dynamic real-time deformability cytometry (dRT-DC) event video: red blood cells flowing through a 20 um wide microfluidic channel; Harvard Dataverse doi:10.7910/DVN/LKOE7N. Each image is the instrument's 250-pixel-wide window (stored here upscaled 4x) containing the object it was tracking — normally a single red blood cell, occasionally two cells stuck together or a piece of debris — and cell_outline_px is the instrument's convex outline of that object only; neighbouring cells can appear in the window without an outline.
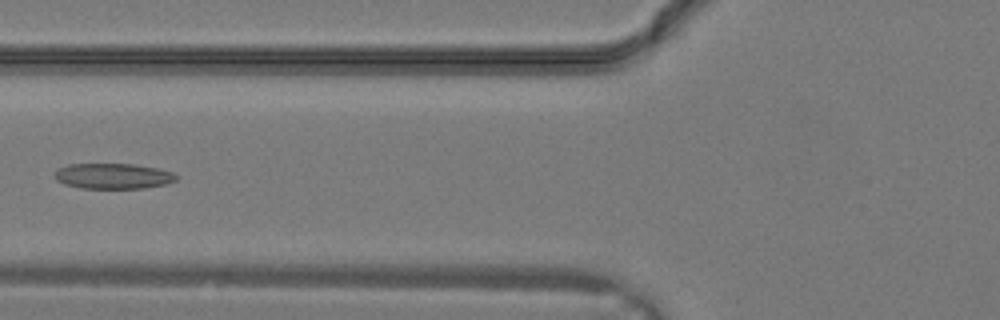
{"species": "common noctule bat (a hibernating species)", "species_latin": "Nyctalus noctula", "temperature_condition": "warm", "stored_images_in_passage": 30, "camera_frame_rate_fps": 3000, "um_per_image_px": 0.085, "animal": {"sex": "male", "body_mass_g": 19.2, "forearm_length_mm": 51.8}, "frame": {"image": 1, "passage_image": 12, "time_ms": 3.667, "image_size_px": [1000, 320], "cell_outline_px": [[176, 180], [168, 184], [144, 188], [80, 188], [64, 184], [56, 180], [56, 168], [68, 164], [132, 164], [156, 168], [172, 172], [176, 176]], "centroid_in_image_um": [9.59, 14.97], "position_along_channel_um": 116.2, "area_um2": 18.03}}
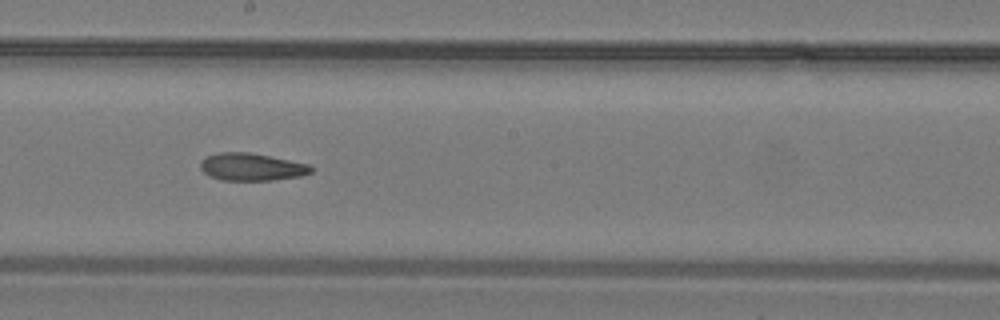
{"frame": {"image": 2, "passage_image": 17, "time_ms": 5.333, "image_size_px": [1000, 320], "cell_outline_px": [[312, 172], [300, 176], [272, 180], [220, 180], [208, 176], [200, 168], [200, 160], [216, 152], [248, 152], [308, 164], [312, 168]], "centroid_in_image_um": [21.33, 14.19], "position_along_channel_um": 226.9, "area_um2": 17.63}}
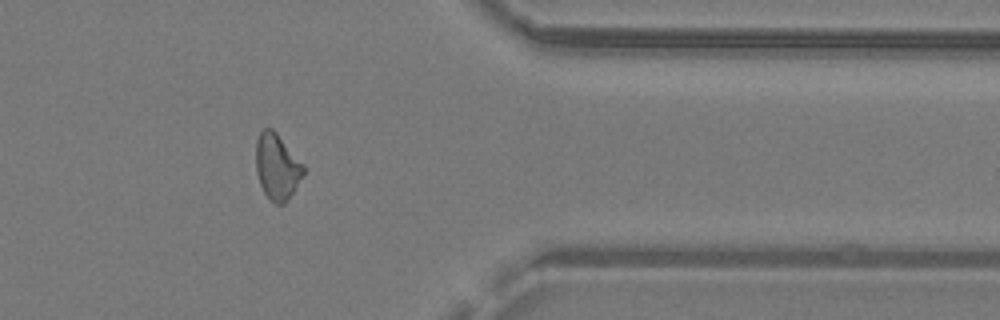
{"frame": {"image": 3, "passage_image": 25, "time_ms": 8.0, "image_size_px": [1000, 320], "cell_outline_px": [[304, 172], [288, 200], [284, 204], [276, 204], [264, 192], [260, 184], [256, 172], [256, 140], [260, 132], [264, 128], [272, 128], [276, 132], [304, 164]], "centroid_in_image_um": [23.54, 14.15], "position_along_channel_um": 387.9, "area_um2": 18.09}}